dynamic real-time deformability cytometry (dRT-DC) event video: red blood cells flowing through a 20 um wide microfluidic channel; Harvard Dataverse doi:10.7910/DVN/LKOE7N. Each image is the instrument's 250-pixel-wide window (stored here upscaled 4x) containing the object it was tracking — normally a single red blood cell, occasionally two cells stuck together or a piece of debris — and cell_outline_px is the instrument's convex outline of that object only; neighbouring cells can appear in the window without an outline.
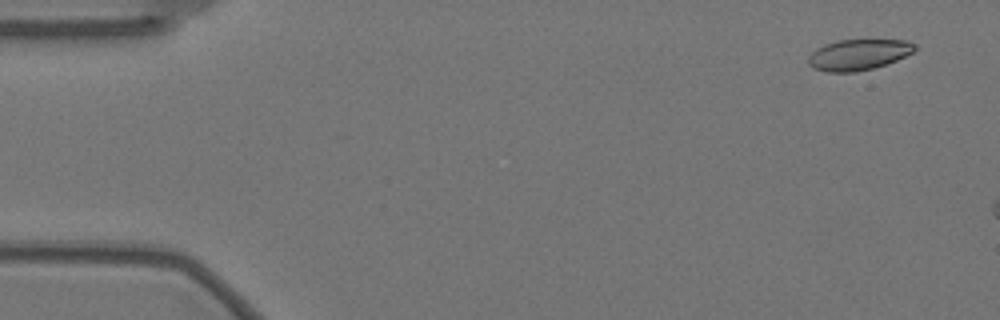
{"species": "Egyptian fruit bat (a non-hibernating species)", "species_latin": "Rousettus aegyptiacus", "temperature_condition": "warm", "stored_images_in_passage": 9, "camera_frame_rate_fps": 3000, "um_per_image_px": 0.085, "animal": {"sex": "female"}, "frame": {"image": 1, "passage_image": 3, "time_ms": 0.667, "image_size_px": [1000, 320], "cell_outline_px": [[916, 48], [912, 52], [896, 60], [872, 68], [856, 72], [824, 72], [812, 68], [808, 64], [808, 56], [816, 48], [824, 44], [836, 40], [908, 40], [916, 44]], "centroid_in_image_um": [72.92, 4.64], "position_along_channel_um": 12.1, "area_um2": 19.19}}